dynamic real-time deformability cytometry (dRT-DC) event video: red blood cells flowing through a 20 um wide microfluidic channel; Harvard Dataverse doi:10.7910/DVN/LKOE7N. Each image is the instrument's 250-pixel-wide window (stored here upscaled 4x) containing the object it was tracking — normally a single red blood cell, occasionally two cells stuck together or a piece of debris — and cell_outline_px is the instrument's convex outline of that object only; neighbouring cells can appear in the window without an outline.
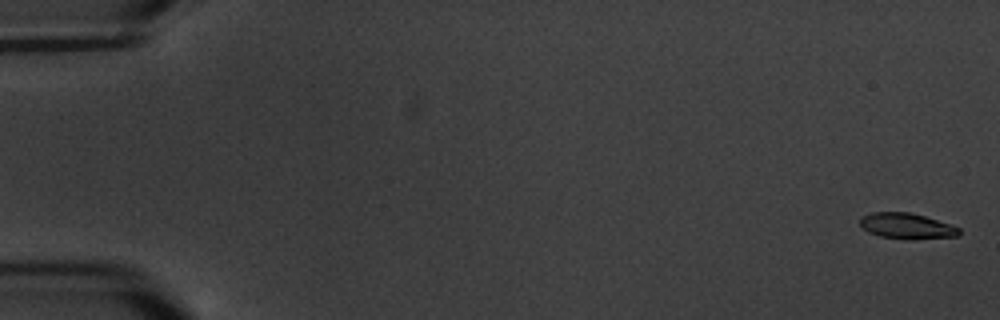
{"species": "common noctule bat (a hibernating species)", "species_latin": "Nyctalus noctula", "temperature_condition": "warm", "stored_images_in_passage": 7, "camera_frame_rate_fps": 3000, "um_per_image_px": 0.085, "animal": {"sex": "male", "body_mass_g": 20.1, "forearm_length_mm": 53.5}, "frame": {"image": 1, "passage_image": 1, "time_ms": 0.0, "image_size_px": [1000, 320], "cell_outline_px": [[960, 232], [956, 236], [908, 240], [880, 236], [868, 232], [860, 224], [860, 216], [872, 212], [908, 212], [924, 216], [960, 228]], "centroid_in_image_um": [77.03, 19.21], "position_along_channel_um": 8.0, "area_um2": 14.74}}
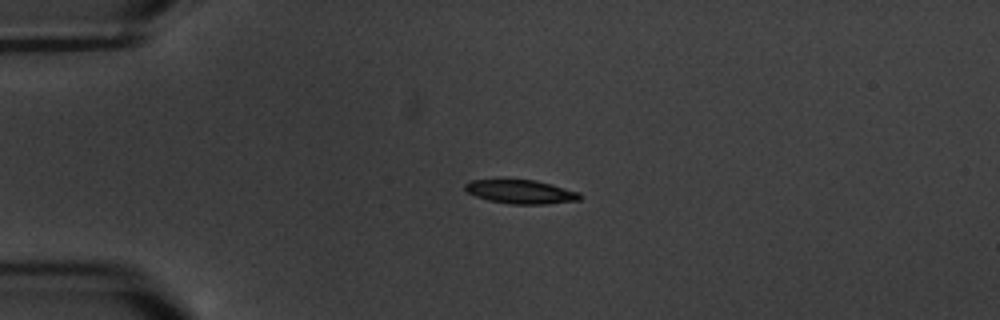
{"frame": {"image": 2, "passage_image": 5, "time_ms": 4.667, "image_size_px": [1000, 320], "cell_outline_px": [[580, 200], [544, 204], [512, 204], [488, 200], [476, 196], [468, 192], [464, 188], [464, 184], [472, 180], [536, 180], [552, 184], [580, 192]], "centroid_in_image_um": [44.28, 16.3], "position_along_channel_um": 40.7, "area_um2": 15.78}}
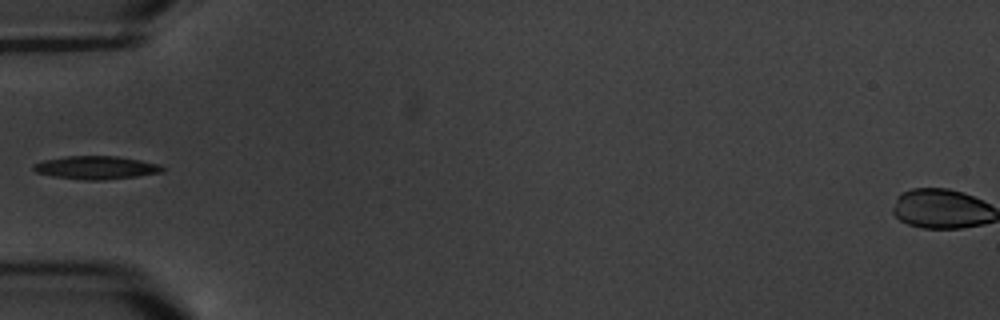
{"frame": {"image": 3, "passage_image": 7, "time_ms": 6.667, "image_size_px": [1000, 320], "cell_outline_px": [[164, 172], [136, 176], [104, 180], [84, 180], [52, 176], [36, 172], [32, 168], [32, 164], [44, 160], [64, 156], [116, 156], [140, 160], [160, 164], [164, 168]], "centroid_in_image_um": [8.16, 14.24], "position_along_channel_um": 76.8, "area_um2": 17.46}}